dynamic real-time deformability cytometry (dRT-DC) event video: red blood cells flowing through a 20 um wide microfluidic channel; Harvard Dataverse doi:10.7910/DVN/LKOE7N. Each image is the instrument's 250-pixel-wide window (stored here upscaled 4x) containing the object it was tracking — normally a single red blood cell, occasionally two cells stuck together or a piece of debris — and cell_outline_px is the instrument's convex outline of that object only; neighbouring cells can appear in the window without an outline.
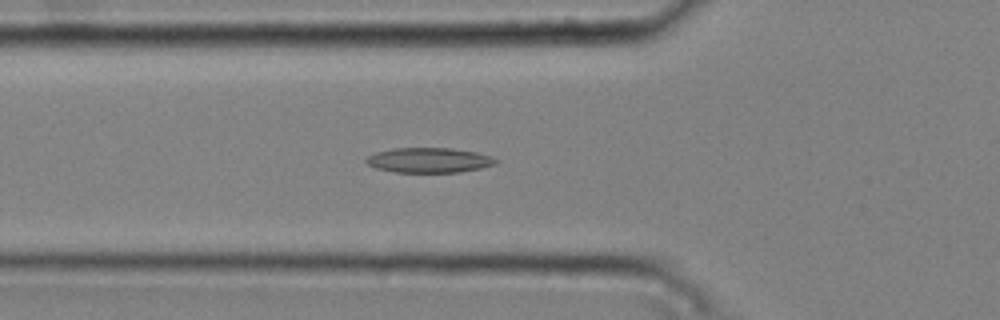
{"species": "common noctule bat (a hibernating species)", "species_latin": "Nyctalus noctula", "temperature_condition": "cold", "stored_images_in_passage": 51, "camera_frame_rate_fps": 3000, "um_per_image_px": 0.085, "animal": {"sex": "male", "body_mass_g": 20.4}, "frame": {"image": 1, "passage_image": 19, "time_ms": 6.0, "image_size_px": [1000, 320], "cell_outline_px": [[500, 160], [496, 164], [480, 168], [460, 172], [396, 172], [376, 168], [368, 164], [364, 160], [368, 156], [376, 152], [392, 148], [452, 148], [476, 152]], "centroid_in_image_um": [36.46, 13.61], "position_along_channel_um": 89.3, "area_um2": 18.79}}
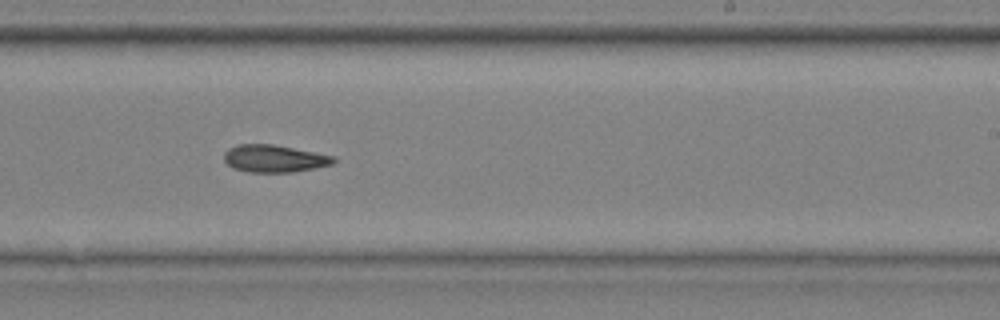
{"frame": {"image": 2, "passage_image": 33, "time_ms": 10.667, "image_size_px": [1000, 320], "cell_outline_px": [[336, 160], [332, 164], [292, 172], [248, 172], [232, 168], [224, 160], [224, 152], [228, 148], [236, 144], [272, 144], [336, 156]], "centroid_in_image_um": [23.28, 13.47], "position_along_channel_um": 265.7, "area_um2": 17.46}}
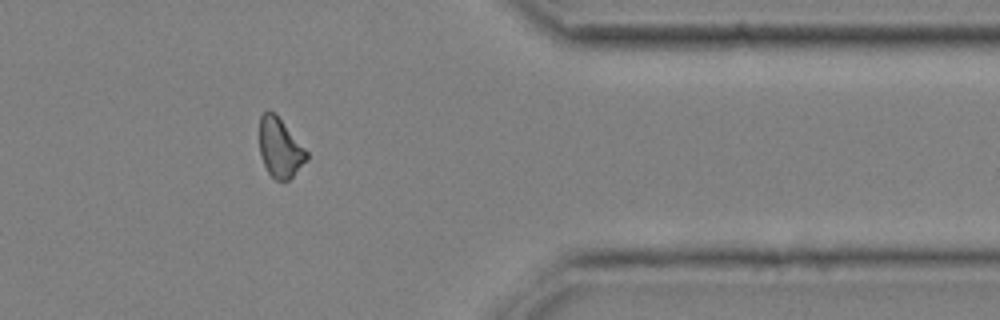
{"frame": {"image": 3, "passage_image": 44, "time_ms": 14.333, "image_size_px": [1000, 320], "cell_outline_px": [[308, 160], [288, 180], [276, 180], [268, 172], [260, 156], [260, 116], [268, 108], [276, 112], [308, 152]], "centroid_in_image_um": [23.8, 12.52], "position_along_channel_um": 387.6, "area_um2": 16.47}, "authors_computed_cell_mechanics": {"area_um2": 17.7446, "velocity_mm_per_s": 3.7764, "shape_relaxation_time_tau1_ms": 5.9239, "shape_relaxation_time_tau2_ms": 4.3046, "deformation_change_tau1": 0.1243, "deformation_change_tau2": 0.1191}}